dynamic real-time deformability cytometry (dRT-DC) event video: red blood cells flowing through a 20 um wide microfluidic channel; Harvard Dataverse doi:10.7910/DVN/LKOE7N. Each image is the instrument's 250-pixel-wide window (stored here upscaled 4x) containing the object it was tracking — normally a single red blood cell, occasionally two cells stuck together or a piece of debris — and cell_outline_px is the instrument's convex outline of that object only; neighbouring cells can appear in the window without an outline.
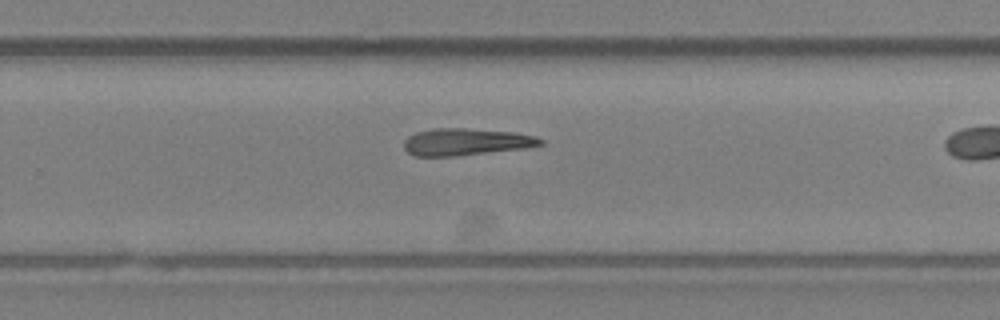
{"species": "Egyptian fruit bat (a non-hibernating species)", "species_latin": "Rousettus aegyptiacus", "temperature_condition": "room temperature", "stored_images_in_passage": 25, "camera_frame_rate_fps": 3000, "um_per_image_px": 0.085, "animal": {"sex": "female"}, "frame": {"image": 1, "passage_image": 18, "time_ms": 5.667, "image_size_px": [1000, 320], "cell_outline_px": [[544, 144], [524, 148], [456, 156], [416, 156], [408, 152], [404, 148], [404, 140], [408, 136], [416, 132], [432, 128], [464, 128], [512, 132], [532, 136], [544, 140]], "centroid_in_image_um": [39.56, 12.06], "position_along_channel_um": 290.2, "area_um2": 21.33}}